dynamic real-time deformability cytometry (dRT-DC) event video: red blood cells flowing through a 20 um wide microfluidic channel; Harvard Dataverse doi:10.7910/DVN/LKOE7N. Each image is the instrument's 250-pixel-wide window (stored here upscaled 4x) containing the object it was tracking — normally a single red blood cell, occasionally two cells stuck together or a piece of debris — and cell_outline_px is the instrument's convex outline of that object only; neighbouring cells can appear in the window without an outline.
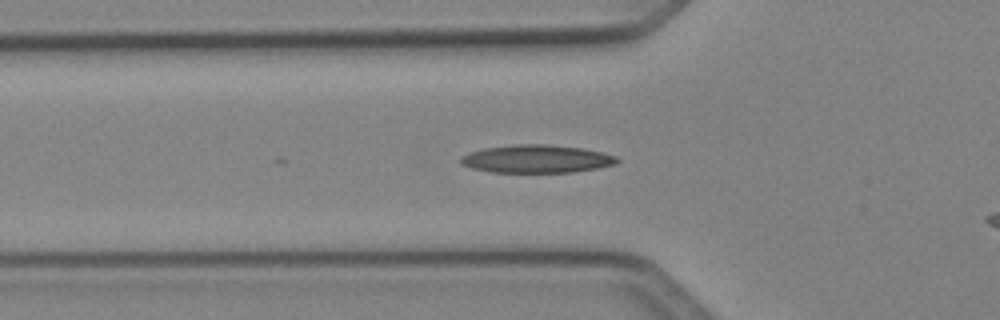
{"species": "Egyptian fruit bat (a non-hibernating species)", "species_latin": "Rousettus aegyptiacus", "temperature_condition": "cold", "stored_images_in_passage": 7, "camera_frame_rate_fps": 3000, "um_per_image_px": 0.085, "animal": {"sex": "female"}, "frame": {"image": 1, "passage_image": 3, "time_ms": 0.667, "image_size_px": [1000, 320], "cell_outline_px": [[620, 160], [616, 164], [600, 168], [572, 172], [488, 172], [472, 168], [460, 164], [460, 156], [484, 148], [512, 144], [544, 144], [580, 148], [600, 152], [616, 156]], "centroid_in_image_um": [45.6, 13.51], "position_along_channel_um": 80.2, "area_um2": 25.49}}
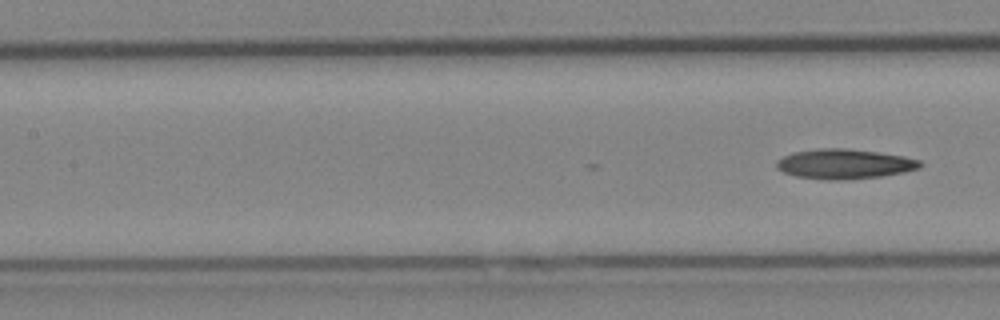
{"frame": {"image": 2, "passage_image": 7, "time_ms": 2.0, "image_size_px": [1000, 320], "cell_outline_px": [[924, 164], [920, 168], [904, 172], [880, 176], [840, 180], [828, 180], [796, 176], [784, 172], [776, 168], [776, 160], [792, 152], [820, 148], [848, 148], [904, 156], [920, 160]], "centroid_in_image_um": [71.77, 13.93], "position_along_channel_um": 135.6, "area_um2": 24.97}}